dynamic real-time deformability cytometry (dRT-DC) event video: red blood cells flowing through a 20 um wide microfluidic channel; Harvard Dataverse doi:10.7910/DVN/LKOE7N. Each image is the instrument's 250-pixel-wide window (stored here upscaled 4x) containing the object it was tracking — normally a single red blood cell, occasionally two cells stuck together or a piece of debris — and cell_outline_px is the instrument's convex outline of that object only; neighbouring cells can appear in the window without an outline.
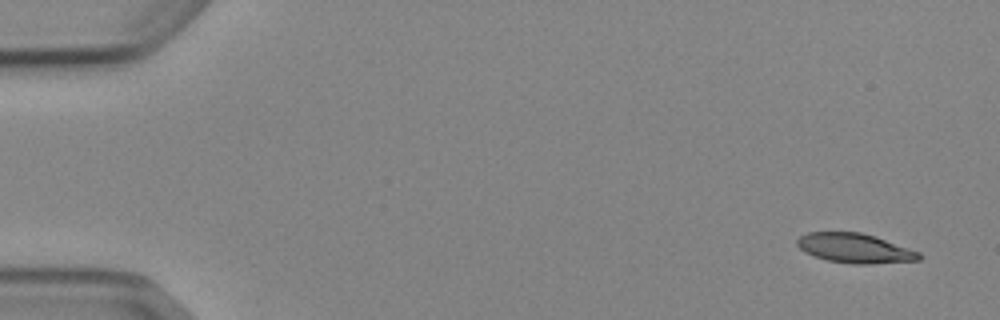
{"species": "Egyptian fruit bat (a non-hibernating species)", "species_latin": "Rousettus aegyptiacus", "temperature_condition": "cold", "stored_images_in_passage": 5, "camera_frame_rate_fps": 3000, "um_per_image_px": 0.085, "animal": {"sex": "female"}, "frame": {"image": 1, "passage_image": 1, "time_ms": 0.0, "image_size_px": [1000, 320], "cell_outline_px": [[920, 260], [868, 264], [852, 264], [828, 260], [804, 252], [796, 244], [796, 240], [800, 236], [808, 232], [860, 232], [876, 236], [920, 252]], "centroid_in_image_um": [72.65, 21.09], "position_along_channel_um": 12.3, "area_um2": 20.92}}
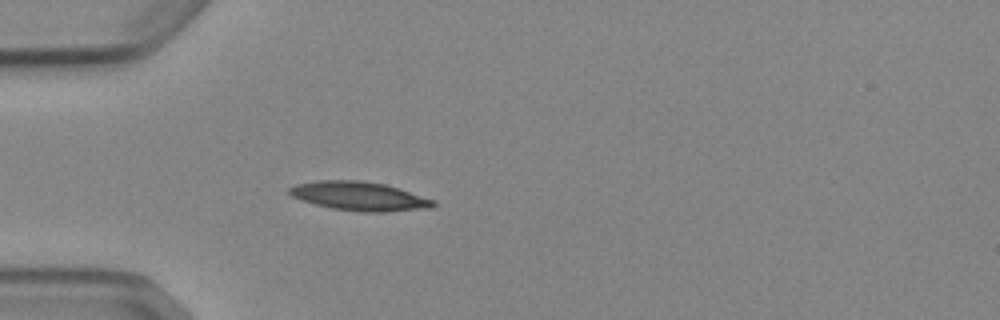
{"frame": {"image": 2, "passage_image": 5, "time_ms": 4.333, "image_size_px": [1000, 320], "cell_outline_px": [[436, 204], [432, 208], [384, 212], [360, 212], [332, 208], [316, 204], [292, 196], [288, 192], [288, 188], [296, 184], [316, 180], [360, 180], [384, 184], [400, 188], [436, 200]], "centroid_in_image_um": [30.59, 16.67], "position_along_channel_um": 54.4, "area_um2": 24.33}}